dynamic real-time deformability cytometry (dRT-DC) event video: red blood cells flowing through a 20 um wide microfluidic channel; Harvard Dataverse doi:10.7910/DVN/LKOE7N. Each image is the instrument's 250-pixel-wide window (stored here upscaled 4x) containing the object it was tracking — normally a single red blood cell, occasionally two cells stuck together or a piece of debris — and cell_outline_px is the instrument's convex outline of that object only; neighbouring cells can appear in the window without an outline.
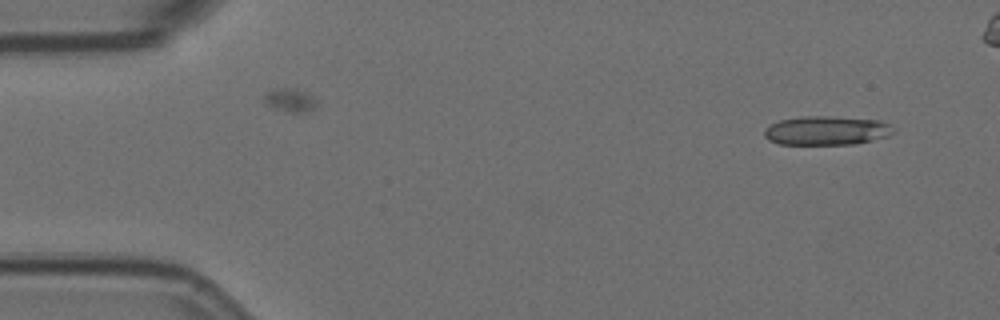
{"species": "Egyptian fruit bat (a non-hibernating species)", "species_latin": "Rousettus aegyptiacus", "temperature_condition": "room temperature", "stored_images_in_passage": 2, "camera_frame_rate_fps": 3000, "um_per_image_px": 0.085, "animal": {"sex": "female"}, "frame": {"image": 1, "passage_image": 2, "time_ms": 0.333, "image_size_px": [1000, 320], "cell_outline_px": [[896, 132], [888, 136], [872, 140], [852, 144], [780, 144], [768, 140], [764, 136], [764, 128], [780, 120], [804, 116], [832, 116], [880, 120], [888, 124]], "centroid_in_image_um": [70.25, 11.09], "position_along_channel_um": 14.7, "area_um2": 21.79}}